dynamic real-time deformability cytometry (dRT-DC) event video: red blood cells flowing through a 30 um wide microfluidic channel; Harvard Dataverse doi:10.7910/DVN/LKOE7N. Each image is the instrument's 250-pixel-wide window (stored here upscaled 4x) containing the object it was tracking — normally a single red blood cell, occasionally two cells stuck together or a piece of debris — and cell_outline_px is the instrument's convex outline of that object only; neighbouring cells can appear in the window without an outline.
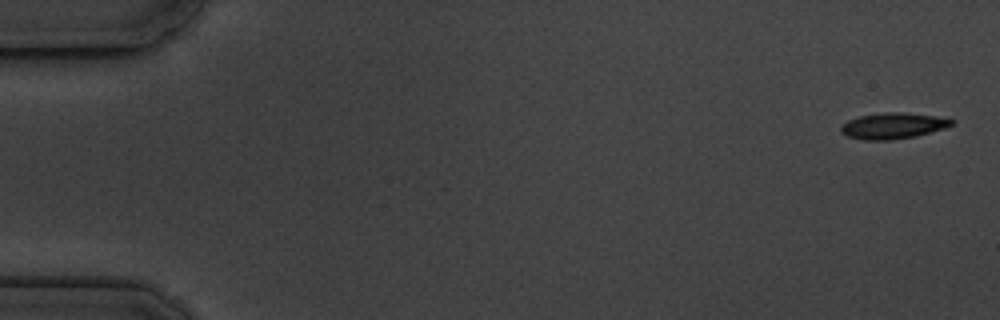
{"species": "common noctule bat (a hibernating species)", "species_latin": "Nyctalus noctula", "temperature_condition": "cold", "stored_images_in_passage": 6, "camera_frame_rate_fps": 3000, "um_per_image_px": 0.085, "animal": {"sex": "male", "body_mass_g": 19.5, "forearm_length_mm": 54.6}, "frame": {"image": 1, "passage_image": 1, "time_ms": 0.0, "image_size_px": [1000, 320], "cell_outline_px": [[956, 120], [952, 124], [944, 128], [916, 136], [892, 140], [864, 140], [848, 136], [840, 132], [840, 128], [848, 120], [860, 116], [884, 112], [904, 112], [936, 116]], "centroid_in_image_um": [75.91, 10.69], "position_along_channel_um": 9.1, "area_um2": 16.7}}
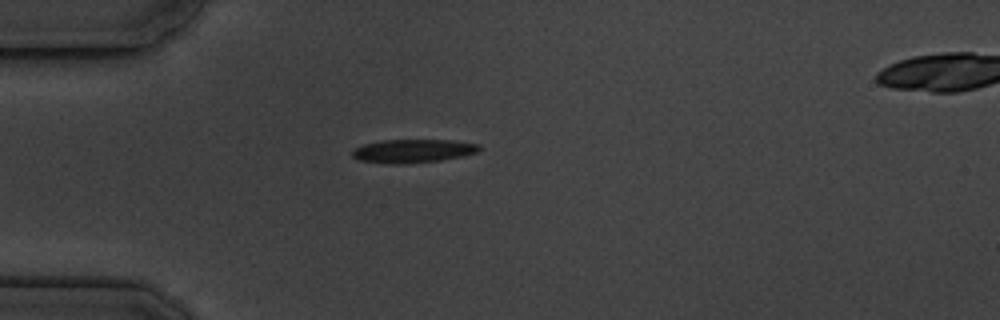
{"frame": {"image": 2, "passage_image": 5, "time_ms": 4.667, "image_size_px": [1000, 320], "cell_outline_px": [[480, 148], [476, 152], [464, 156], [440, 160], [404, 164], [392, 164], [356, 160], [352, 156], [352, 152], [356, 148], [364, 144], [380, 140], [452, 140], [480, 144]], "centroid_in_image_um": [35.09, 12.83], "position_along_channel_um": 49.9, "area_um2": 17.4}}